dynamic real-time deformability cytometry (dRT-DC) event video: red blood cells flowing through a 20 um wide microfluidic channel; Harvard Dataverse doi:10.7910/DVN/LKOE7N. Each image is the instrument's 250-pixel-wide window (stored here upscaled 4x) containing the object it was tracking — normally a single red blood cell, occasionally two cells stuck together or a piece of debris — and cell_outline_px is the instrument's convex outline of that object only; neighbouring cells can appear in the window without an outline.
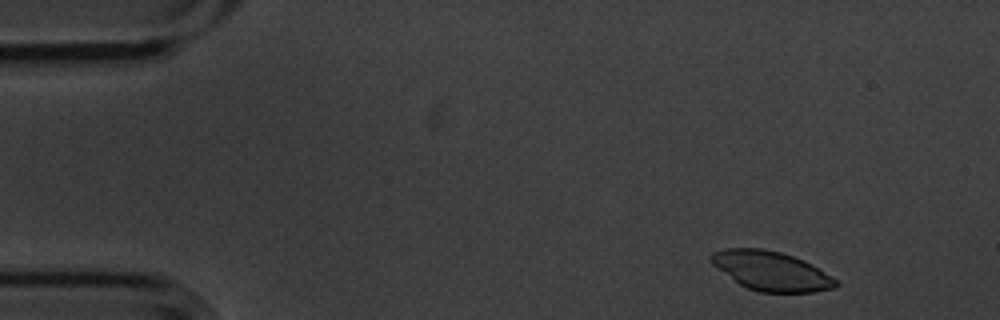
{"species": "common noctule bat (a hibernating species)", "species_latin": "Nyctalus noctula", "temperature_condition": "cold", "stored_images_in_passage": 4, "camera_frame_rate_fps": 3000, "um_per_image_px": 0.085, "animal": {"sex": "male", "body_mass_g": 20.1, "forearm_length_mm": 53.5}, "frame": {"image": 1, "passage_image": 1, "time_ms": 0.0, "image_size_px": [1000, 320], "cell_outline_px": [[840, 284], [836, 288], [812, 292], [760, 292], [748, 288], [740, 284], [712, 264], [708, 260], [708, 256], [712, 252], [724, 248], [764, 248], [780, 252], [804, 260], [812, 264], [840, 280]], "centroid_in_image_um": [65.58, 23.02], "position_along_channel_um": 19.4, "area_um2": 28.78}}